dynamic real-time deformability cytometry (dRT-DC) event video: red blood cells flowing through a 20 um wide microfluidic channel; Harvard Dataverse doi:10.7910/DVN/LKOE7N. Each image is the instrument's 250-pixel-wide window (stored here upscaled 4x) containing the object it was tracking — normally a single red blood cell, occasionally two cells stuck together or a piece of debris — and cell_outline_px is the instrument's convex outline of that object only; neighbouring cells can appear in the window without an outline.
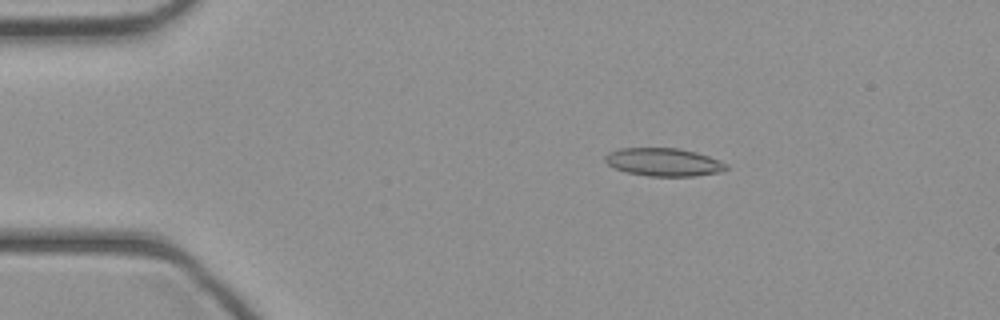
{"species": "common noctule bat (a hibernating species)", "species_latin": "Nyctalus noctula", "temperature_condition": "cold", "stored_images_in_passage": 44, "camera_frame_rate_fps": 3000, "um_per_image_px": 0.085, "animal": {"sex": "female", "body_mass_g": 21.9}, "frame": {"image": 1, "passage_image": 8, "time_ms": 2.333, "image_size_px": [1000, 320], "cell_outline_px": [[728, 168], [720, 172], [696, 176], [648, 176], [628, 172], [616, 168], [608, 164], [604, 160], [604, 156], [608, 152], [620, 148], [680, 148], [696, 152], [720, 160], [728, 164]], "centroid_in_image_um": [56.43, 13.77], "position_along_channel_um": 28.6, "area_um2": 19.83}}
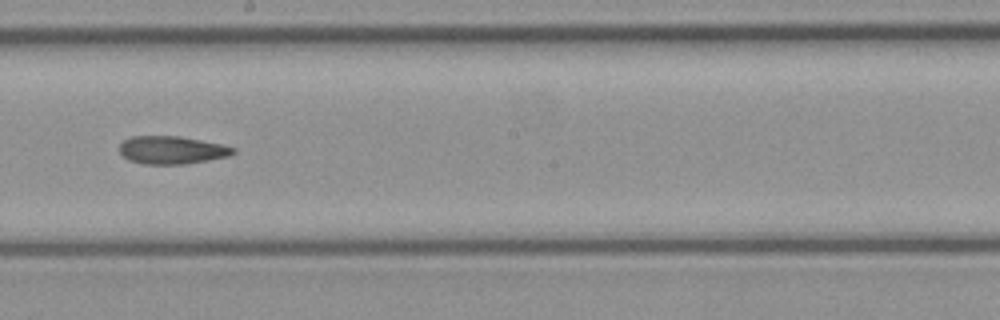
{"frame": {"image": 2, "passage_image": 25, "time_ms": 8.0, "image_size_px": [1000, 320], "cell_outline_px": [[236, 152], [228, 156], [208, 160], [184, 164], [144, 164], [128, 160], [120, 152], [120, 144], [124, 140], [132, 136], [180, 136], [220, 144], [236, 148]], "centroid_in_image_um": [14.6, 12.75], "position_along_channel_um": 233.6, "area_um2": 18.38}}
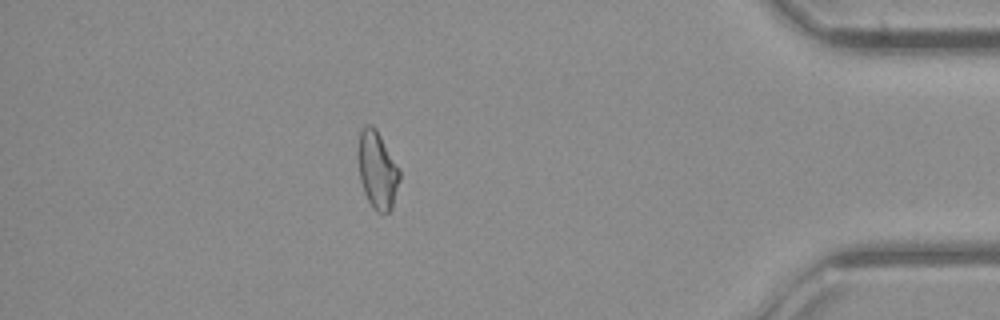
{"frame": {"image": 3, "passage_image": 39, "time_ms": 12.667, "image_size_px": [1000, 320], "cell_outline_px": [[400, 180], [392, 208], [388, 212], [376, 212], [372, 208], [364, 192], [360, 180], [360, 128], [364, 124], [372, 124], [376, 128], [400, 172]], "centroid_in_image_um": [32.09, 14.48], "position_along_channel_um": 403.1, "area_um2": 18.21}}